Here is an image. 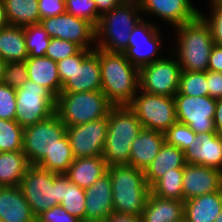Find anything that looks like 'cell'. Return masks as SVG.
I'll return each mask as SVG.
<instances>
[{"label":"cell","instance_id":"6da1fadb","mask_svg":"<svg viewBox=\"0 0 222 222\" xmlns=\"http://www.w3.org/2000/svg\"><path fill=\"white\" fill-rule=\"evenodd\" d=\"M101 91L112 106H128L140 89L139 69L124 53L99 49Z\"/></svg>","mask_w":222,"mask_h":222},{"label":"cell","instance_id":"7a4b0ae2","mask_svg":"<svg viewBox=\"0 0 222 222\" xmlns=\"http://www.w3.org/2000/svg\"><path fill=\"white\" fill-rule=\"evenodd\" d=\"M137 0H126L100 16L95 27V47L109 52L124 53L133 28L141 20ZM97 44V45H96Z\"/></svg>","mask_w":222,"mask_h":222},{"label":"cell","instance_id":"3957f363","mask_svg":"<svg viewBox=\"0 0 222 222\" xmlns=\"http://www.w3.org/2000/svg\"><path fill=\"white\" fill-rule=\"evenodd\" d=\"M107 171L111 177L114 212L141 216L151 192L144 171L130 165H112Z\"/></svg>","mask_w":222,"mask_h":222},{"label":"cell","instance_id":"277c9868","mask_svg":"<svg viewBox=\"0 0 222 222\" xmlns=\"http://www.w3.org/2000/svg\"><path fill=\"white\" fill-rule=\"evenodd\" d=\"M136 114L128 106H112L108 111V130L102 157L108 167L129 165L132 142L142 129Z\"/></svg>","mask_w":222,"mask_h":222},{"label":"cell","instance_id":"5b68a950","mask_svg":"<svg viewBox=\"0 0 222 222\" xmlns=\"http://www.w3.org/2000/svg\"><path fill=\"white\" fill-rule=\"evenodd\" d=\"M177 50H173L182 71H207L215 43L207 23L199 15L194 20L175 27Z\"/></svg>","mask_w":222,"mask_h":222},{"label":"cell","instance_id":"8992f818","mask_svg":"<svg viewBox=\"0 0 222 222\" xmlns=\"http://www.w3.org/2000/svg\"><path fill=\"white\" fill-rule=\"evenodd\" d=\"M111 107L102 91L60 93L55 113L65 126H76L106 117Z\"/></svg>","mask_w":222,"mask_h":222},{"label":"cell","instance_id":"52a82bcc","mask_svg":"<svg viewBox=\"0 0 222 222\" xmlns=\"http://www.w3.org/2000/svg\"><path fill=\"white\" fill-rule=\"evenodd\" d=\"M15 121L23 128L55 113L56 97L44 86L27 79L16 89Z\"/></svg>","mask_w":222,"mask_h":222},{"label":"cell","instance_id":"ba28073f","mask_svg":"<svg viewBox=\"0 0 222 222\" xmlns=\"http://www.w3.org/2000/svg\"><path fill=\"white\" fill-rule=\"evenodd\" d=\"M20 189L28 202L32 213L37 217L42 212L59 205L58 174L43 169L37 165H30L23 176Z\"/></svg>","mask_w":222,"mask_h":222},{"label":"cell","instance_id":"9c48e42d","mask_svg":"<svg viewBox=\"0 0 222 222\" xmlns=\"http://www.w3.org/2000/svg\"><path fill=\"white\" fill-rule=\"evenodd\" d=\"M138 93L128 107L143 128L164 133L177 122L174 97L149 94L140 89Z\"/></svg>","mask_w":222,"mask_h":222},{"label":"cell","instance_id":"30bf717a","mask_svg":"<svg viewBox=\"0 0 222 222\" xmlns=\"http://www.w3.org/2000/svg\"><path fill=\"white\" fill-rule=\"evenodd\" d=\"M66 135V126L56 113L24 128L22 151L30 165H37Z\"/></svg>","mask_w":222,"mask_h":222},{"label":"cell","instance_id":"8fae6325","mask_svg":"<svg viewBox=\"0 0 222 222\" xmlns=\"http://www.w3.org/2000/svg\"><path fill=\"white\" fill-rule=\"evenodd\" d=\"M181 67L177 59L163 57L139 69L140 90L174 97L179 89Z\"/></svg>","mask_w":222,"mask_h":222},{"label":"cell","instance_id":"7c38bea8","mask_svg":"<svg viewBox=\"0 0 222 222\" xmlns=\"http://www.w3.org/2000/svg\"><path fill=\"white\" fill-rule=\"evenodd\" d=\"M174 101L177 122L188 125L196 134L216 132L213 119L217 99L175 94Z\"/></svg>","mask_w":222,"mask_h":222},{"label":"cell","instance_id":"4fadbf2b","mask_svg":"<svg viewBox=\"0 0 222 222\" xmlns=\"http://www.w3.org/2000/svg\"><path fill=\"white\" fill-rule=\"evenodd\" d=\"M158 28L149 20L141 19L130 34L128 48L124 51V55L138 69L163 58L160 54L163 49ZM158 53L160 56L156 57Z\"/></svg>","mask_w":222,"mask_h":222},{"label":"cell","instance_id":"5bb4252c","mask_svg":"<svg viewBox=\"0 0 222 222\" xmlns=\"http://www.w3.org/2000/svg\"><path fill=\"white\" fill-rule=\"evenodd\" d=\"M99 48L81 49L74 55V70L62 85L61 93L101 91Z\"/></svg>","mask_w":222,"mask_h":222},{"label":"cell","instance_id":"9a60e30c","mask_svg":"<svg viewBox=\"0 0 222 222\" xmlns=\"http://www.w3.org/2000/svg\"><path fill=\"white\" fill-rule=\"evenodd\" d=\"M108 130L106 117L76 126H66L74 158L102 156Z\"/></svg>","mask_w":222,"mask_h":222},{"label":"cell","instance_id":"2e32d148","mask_svg":"<svg viewBox=\"0 0 222 222\" xmlns=\"http://www.w3.org/2000/svg\"><path fill=\"white\" fill-rule=\"evenodd\" d=\"M40 24L48 32L50 38L74 42L82 49L96 48L94 45L90 47L95 43V27L85 19L65 12L58 16L41 19Z\"/></svg>","mask_w":222,"mask_h":222},{"label":"cell","instance_id":"e0dca14e","mask_svg":"<svg viewBox=\"0 0 222 222\" xmlns=\"http://www.w3.org/2000/svg\"><path fill=\"white\" fill-rule=\"evenodd\" d=\"M183 201L222 190V171L186 163L183 168Z\"/></svg>","mask_w":222,"mask_h":222},{"label":"cell","instance_id":"ac0fdd59","mask_svg":"<svg viewBox=\"0 0 222 222\" xmlns=\"http://www.w3.org/2000/svg\"><path fill=\"white\" fill-rule=\"evenodd\" d=\"M142 12L155 14L162 21L177 27L200 15L191 0H137Z\"/></svg>","mask_w":222,"mask_h":222},{"label":"cell","instance_id":"d6986e66","mask_svg":"<svg viewBox=\"0 0 222 222\" xmlns=\"http://www.w3.org/2000/svg\"><path fill=\"white\" fill-rule=\"evenodd\" d=\"M112 191L108 171L85 189V222H104L114 212Z\"/></svg>","mask_w":222,"mask_h":222},{"label":"cell","instance_id":"ffe728a7","mask_svg":"<svg viewBox=\"0 0 222 222\" xmlns=\"http://www.w3.org/2000/svg\"><path fill=\"white\" fill-rule=\"evenodd\" d=\"M184 155L186 163L222 171V135L217 132L196 134L195 143L189 144Z\"/></svg>","mask_w":222,"mask_h":222},{"label":"cell","instance_id":"44dd1931","mask_svg":"<svg viewBox=\"0 0 222 222\" xmlns=\"http://www.w3.org/2000/svg\"><path fill=\"white\" fill-rule=\"evenodd\" d=\"M164 142L163 132L142 128L132 142L129 165L144 171L159 153Z\"/></svg>","mask_w":222,"mask_h":222},{"label":"cell","instance_id":"7402d4cb","mask_svg":"<svg viewBox=\"0 0 222 222\" xmlns=\"http://www.w3.org/2000/svg\"><path fill=\"white\" fill-rule=\"evenodd\" d=\"M1 222H36L19 186H0Z\"/></svg>","mask_w":222,"mask_h":222},{"label":"cell","instance_id":"603a6c76","mask_svg":"<svg viewBox=\"0 0 222 222\" xmlns=\"http://www.w3.org/2000/svg\"><path fill=\"white\" fill-rule=\"evenodd\" d=\"M141 220L142 222H183L184 201L157 197L150 192Z\"/></svg>","mask_w":222,"mask_h":222},{"label":"cell","instance_id":"cb8c5ba5","mask_svg":"<svg viewBox=\"0 0 222 222\" xmlns=\"http://www.w3.org/2000/svg\"><path fill=\"white\" fill-rule=\"evenodd\" d=\"M222 210V190L184 201L185 222H214Z\"/></svg>","mask_w":222,"mask_h":222},{"label":"cell","instance_id":"d4e9b609","mask_svg":"<svg viewBox=\"0 0 222 222\" xmlns=\"http://www.w3.org/2000/svg\"><path fill=\"white\" fill-rule=\"evenodd\" d=\"M28 79L47 88L55 97L61 93V80L57 62L44 57H28L26 60Z\"/></svg>","mask_w":222,"mask_h":222},{"label":"cell","instance_id":"484cf974","mask_svg":"<svg viewBox=\"0 0 222 222\" xmlns=\"http://www.w3.org/2000/svg\"><path fill=\"white\" fill-rule=\"evenodd\" d=\"M186 164L184 151L164 142L159 153L144 170L147 184L151 187L164 173L174 172V169L184 168Z\"/></svg>","mask_w":222,"mask_h":222},{"label":"cell","instance_id":"4316f807","mask_svg":"<svg viewBox=\"0 0 222 222\" xmlns=\"http://www.w3.org/2000/svg\"><path fill=\"white\" fill-rule=\"evenodd\" d=\"M107 169L108 165L102 156L76 158L65 174L72 183L86 189L105 174Z\"/></svg>","mask_w":222,"mask_h":222},{"label":"cell","instance_id":"83f0119b","mask_svg":"<svg viewBox=\"0 0 222 222\" xmlns=\"http://www.w3.org/2000/svg\"><path fill=\"white\" fill-rule=\"evenodd\" d=\"M85 189L72 183L65 173L58 174L57 203L69 214L85 222Z\"/></svg>","mask_w":222,"mask_h":222},{"label":"cell","instance_id":"f1b7e54d","mask_svg":"<svg viewBox=\"0 0 222 222\" xmlns=\"http://www.w3.org/2000/svg\"><path fill=\"white\" fill-rule=\"evenodd\" d=\"M0 57L5 62L25 61L29 57L24 27L8 25L0 29Z\"/></svg>","mask_w":222,"mask_h":222},{"label":"cell","instance_id":"f546056e","mask_svg":"<svg viewBox=\"0 0 222 222\" xmlns=\"http://www.w3.org/2000/svg\"><path fill=\"white\" fill-rule=\"evenodd\" d=\"M29 166L23 151L0 152V186H20Z\"/></svg>","mask_w":222,"mask_h":222},{"label":"cell","instance_id":"4dcf8cb0","mask_svg":"<svg viewBox=\"0 0 222 222\" xmlns=\"http://www.w3.org/2000/svg\"><path fill=\"white\" fill-rule=\"evenodd\" d=\"M10 26L25 27L40 23L38 0H3Z\"/></svg>","mask_w":222,"mask_h":222},{"label":"cell","instance_id":"1f68e13d","mask_svg":"<svg viewBox=\"0 0 222 222\" xmlns=\"http://www.w3.org/2000/svg\"><path fill=\"white\" fill-rule=\"evenodd\" d=\"M75 160L67 134L59 140V144L37 164L51 172L66 173Z\"/></svg>","mask_w":222,"mask_h":222},{"label":"cell","instance_id":"d6a6232c","mask_svg":"<svg viewBox=\"0 0 222 222\" xmlns=\"http://www.w3.org/2000/svg\"><path fill=\"white\" fill-rule=\"evenodd\" d=\"M183 168L164 173L151 187V193L157 197L183 201Z\"/></svg>","mask_w":222,"mask_h":222},{"label":"cell","instance_id":"836d02e7","mask_svg":"<svg viewBox=\"0 0 222 222\" xmlns=\"http://www.w3.org/2000/svg\"><path fill=\"white\" fill-rule=\"evenodd\" d=\"M24 128L15 120L0 118V152L22 151Z\"/></svg>","mask_w":222,"mask_h":222},{"label":"cell","instance_id":"e575fe53","mask_svg":"<svg viewBox=\"0 0 222 222\" xmlns=\"http://www.w3.org/2000/svg\"><path fill=\"white\" fill-rule=\"evenodd\" d=\"M24 35L29 57H44L50 37L43 26L40 23L25 26Z\"/></svg>","mask_w":222,"mask_h":222},{"label":"cell","instance_id":"d590c367","mask_svg":"<svg viewBox=\"0 0 222 222\" xmlns=\"http://www.w3.org/2000/svg\"><path fill=\"white\" fill-rule=\"evenodd\" d=\"M176 94L193 97L208 96L206 71H181Z\"/></svg>","mask_w":222,"mask_h":222},{"label":"cell","instance_id":"8d00e7d4","mask_svg":"<svg viewBox=\"0 0 222 222\" xmlns=\"http://www.w3.org/2000/svg\"><path fill=\"white\" fill-rule=\"evenodd\" d=\"M195 136L196 133L188 125L179 122H176L164 132L165 143L182 151H185L189 144L195 143Z\"/></svg>","mask_w":222,"mask_h":222},{"label":"cell","instance_id":"74e56055","mask_svg":"<svg viewBox=\"0 0 222 222\" xmlns=\"http://www.w3.org/2000/svg\"><path fill=\"white\" fill-rule=\"evenodd\" d=\"M66 12L90 22L94 27L97 26L100 15L94 0H65Z\"/></svg>","mask_w":222,"mask_h":222},{"label":"cell","instance_id":"f35d334b","mask_svg":"<svg viewBox=\"0 0 222 222\" xmlns=\"http://www.w3.org/2000/svg\"><path fill=\"white\" fill-rule=\"evenodd\" d=\"M82 48L74 42L50 38L45 56L55 62L77 54Z\"/></svg>","mask_w":222,"mask_h":222},{"label":"cell","instance_id":"ab89813d","mask_svg":"<svg viewBox=\"0 0 222 222\" xmlns=\"http://www.w3.org/2000/svg\"><path fill=\"white\" fill-rule=\"evenodd\" d=\"M28 79L25 61L6 62L3 83L17 89Z\"/></svg>","mask_w":222,"mask_h":222},{"label":"cell","instance_id":"60d3db41","mask_svg":"<svg viewBox=\"0 0 222 222\" xmlns=\"http://www.w3.org/2000/svg\"><path fill=\"white\" fill-rule=\"evenodd\" d=\"M16 106V89L0 83V118L15 120Z\"/></svg>","mask_w":222,"mask_h":222},{"label":"cell","instance_id":"b9f144b4","mask_svg":"<svg viewBox=\"0 0 222 222\" xmlns=\"http://www.w3.org/2000/svg\"><path fill=\"white\" fill-rule=\"evenodd\" d=\"M211 17L207 18L200 12V16L210 28L215 45L222 46V5L211 4Z\"/></svg>","mask_w":222,"mask_h":222},{"label":"cell","instance_id":"7bdbcfd3","mask_svg":"<svg viewBox=\"0 0 222 222\" xmlns=\"http://www.w3.org/2000/svg\"><path fill=\"white\" fill-rule=\"evenodd\" d=\"M36 222H81L69 214L61 205H56L36 217Z\"/></svg>","mask_w":222,"mask_h":222},{"label":"cell","instance_id":"ee69618b","mask_svg":"<svg viewBox=\"0 0 222 222\" xmlns=\"http://www.w3.org/2000/svg\"><path fill=\"white\" fill-rule=\"evenodd\" d=\"M41 19L58 16L66 12L65 0H38Z\"/></svg>","mask_w":222,"mask_h":222},{"label":"cell","instance_id":"f6af8a7d","mask_svg":"<svg viewBox=\"0 0 222 222\" xmlns=\"http://www.w3.org/2000/svg\"><path fill=\"white\" fill-rule=\"evenodd\" d=\"M208 96L222 99V72L206 71Z\"/></svg>","mask_w":222,"mask_h":222},{"label":"cell","instance_id":"bcb514c9","mask_svg":"<svg viewBox=\"0 0 222 222\" xmlns=\"http://www.w3.org/2000/svg\"><path fill=\"white\" fill-rule=\"evenodd\" d=\"M57 66L61 84L63 85L74 70V55L58 61Z\"/></svg>","mask_w":222,"mask_h":222},{"label":"cell","instance_id":"7dc6e473","mask_svg":"<svg viewBox=\"0 0 222 222\" xmlns=\"http://www.w3.org/2000/svg\"><path fill=\"white\" fill-rule=\"evenodd\" d=\"M209 71L222 72V46L214 45L209 57Z\"/></svg>","mask_w":222,"mask_h":222},{"label":"cell","instance_id":"c3c4849f","mask_svg":"<svg viewBox=\"0 0 222 222\" xmlns=\"http://www.w3.org/2000/svg\"><path fill=\"white\" fill-rule=\"evenodd\" d=\"M97 6V12L101 16L106 12L118 7L126 0H94Z\"/></svg>","mask_w":222,"mask_h":222},{"label":"cell","instance_id":"681fc988","mask_svg":"<svg viewBox=\"0 0 222 222\" xmlns=\"http://www.w3.org/2000/svg\"><path fill=\"white\" fill-rule=\"evenodd\" d=\"M106 222H142L141 216L138 215H126L117 212L111 213Z\"/></svg>","mask_w":222,"mask_h":222},{"label":"cell","instance_id":"f907efd6","mask_svg":"<svg viewBox=\"0 0 222 222\" xmlns=\"http://www.w3.org/2000/svg\"><path fill=\"white\" fill-rule=\"evenodd\" d=\"M216 132L222 135V99H217L216 110L214 115Z\"/></svg>","mask_w":222,"mask_h":222},{"label":"cell","instance_id":"816d5d0a","mask_svg":"<svg viewBox=\"0 0 222 222\" xmlns=\"http://www.w3.org/2000/svg\"><path fill=\"white\" fill-rule=\"evenodd\" d=\"M9 25L7 16H6V11L4 8V3L3 0H0V29L5 28Z\"/></svg>","mask_w":222,"mask_h":222},{"label":"cell","instance_id":"f5cc1de1","mask_svg":"<svg viewBox=\"0 0 222 222\" xmlns=\"http://www.w3.org/2000/svg\"><path fill=\"white\" fill-rule=\"evenodd\" d=\"M6 62L0 59V83H3Z\"/></svg>","mask_w":222,"mask_h":222},{"label":"cell","instance_id":"db71d44e","mask_svg":"<svg viewBox=\"0 0 222 222\" xmlns=\"http://www.w3.org/2000/svg\"><path fill=\"white\" fill-rule=\"evenodd\" d=\"M214 222H222V210L221 212L218 214V216L215 218Z\"/></svg>","mask_w":222,"mask_h":222},{"label":"cell","instance_id":"11a10c76","mask_svg":"<svg viewBox=\"0 0 222 222\" xmlns=\"http://www.w3.org/2000/svg\"><path fill=\"white\" fill-rule=\"evenodd\" d=\"M210 4L222 5V0H210Z\"/></svg>","mask_w":222,"mask_h":222}]
</instances>
